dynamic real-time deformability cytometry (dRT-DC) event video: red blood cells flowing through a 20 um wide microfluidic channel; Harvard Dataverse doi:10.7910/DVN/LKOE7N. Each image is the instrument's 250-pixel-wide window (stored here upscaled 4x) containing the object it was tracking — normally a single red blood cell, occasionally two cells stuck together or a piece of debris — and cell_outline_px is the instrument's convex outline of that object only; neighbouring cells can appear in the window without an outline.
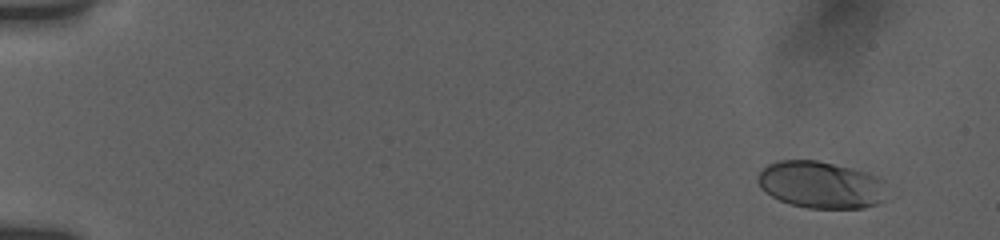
{"species": "human", "species_latin": "Homo sapiens", "temperature_condition": "room temperature", "stored_images_in_passage": 56, "camera_frame_rate_fps": 3000, "um_per_image_px": 0.085, "donor": {"sex": "female"}, "frame": {"image": 1, "passage_image": 5, "time_ms": 1.333, "image_size_px": [1000, 240], "cell_outline_px": [[884, 180], [880, 200], [876, 204], [864, 208], [808, 208], [792, 204], [780, 200], [764, 192], [760, 188], [756, 180], [760, 172], [768, 164], [776, 160], [816, 160], [864, 172], [876, 176]], "centroid_in_image_um": [69.68, 15.7], "position_along_channel_um": 15.3, "area_um2": 34.8}}
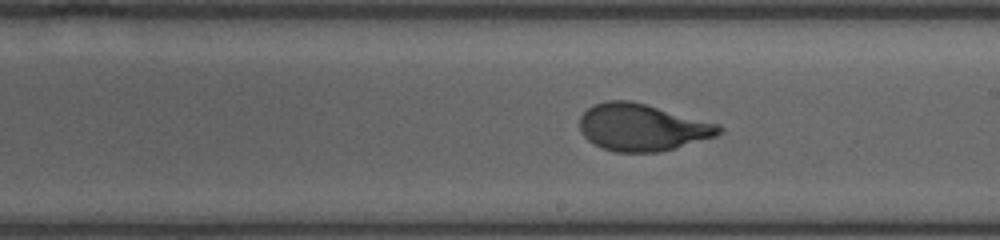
{"frame": {"image": 2, "passage_image": 34, "time_ms": 11.0, "image_size_px": [1000, 240], "cell_outline_px": [[724, 132], [716, 136], [676, 148], [660, 152], [616, 152], [600, 148], [588, 140], [580, 132], [580, 116], [588, 108], [596, 104], [608, 100], [628, 100], [644, 104], [720, 124], [724, 128]], "centroid_in_image_um": [54.59, 10.84], "position_along_channel_um": 234.4, "area_um2": 38.21}}
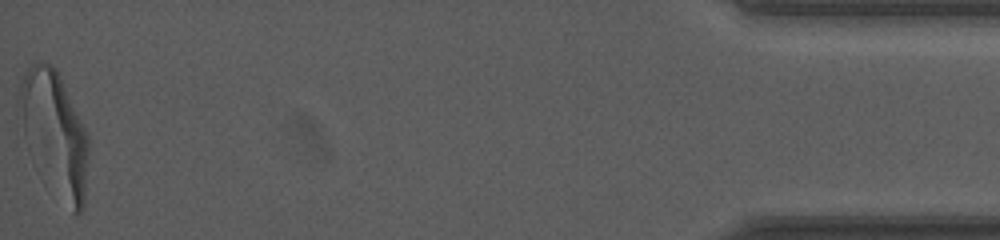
{"frame": {"image": 3, "passage_image": 56, "time_ms": 18.333, "image_size_px": [1000, 240], "cell_outline_px": [[88, 156], [84, 208], [80, 212], [72, 212], [24, 136], [16, 100], [20, 80], [28, 68], [36, 60], [40, 60], [52, 64], [56, 68], [60, 76], [88, 136]], "centroid_in_image_um": [4.64, 11.13], "position_along_channel_um": 430.6, "area_um2": 47.63}, "authors_computed_cell_mechanics": {"area_um2": 38.0613, "velocity_mm_per_s": 3.8202, "shape_relaxation_time_tau1_ms": 3.0148, "shape_relaxation_time_tau2_ms": null, "deformation_change_tau1": 0.193, "deformation_change_tau2": null}}